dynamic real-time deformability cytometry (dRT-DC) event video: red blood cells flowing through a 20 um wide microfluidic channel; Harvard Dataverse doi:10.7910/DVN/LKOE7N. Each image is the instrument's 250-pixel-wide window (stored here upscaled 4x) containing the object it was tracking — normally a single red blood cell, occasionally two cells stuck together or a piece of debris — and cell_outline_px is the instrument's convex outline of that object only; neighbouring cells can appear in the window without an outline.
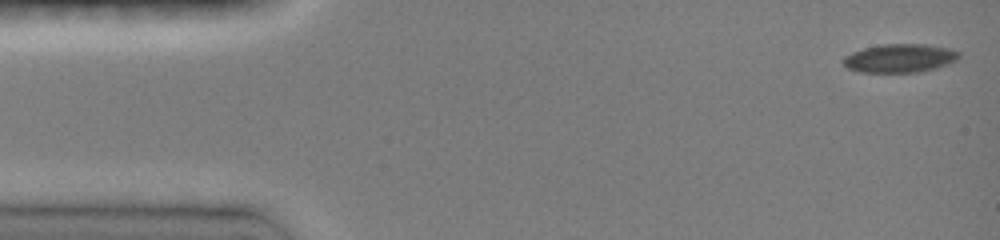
{"species": "common noctule bat (a hibernating species)", "species_latin": "Nyctalus noctula", "temperature_condition": "room temperature", "stored_images_in_passage": 54, "camera_frame_rate_fps": 3000, "um_per_image_px": 0.085, "animal": {"sex": "female", "body_mass_g": 19.0, "forearm_length_mm": 51.5}, "frame": {"image": 1, "passage_image": 1, "time_ms": 0.0, "image_size_px": [1000, 240], "cell_outline_px": [[960, 56], [956, 60], [948, 64], [936, 68], [916, 72], [860, 72], [848, 68], [840, 60], [844, 56], [852, 52], [864, 48], [880, 44], [924, 44], [948, 48], [960, 52]], "centroid_in_image_um": [76.46, 4.94], "position_along_channel_um": 8.5, "area_um2": 19.25}}
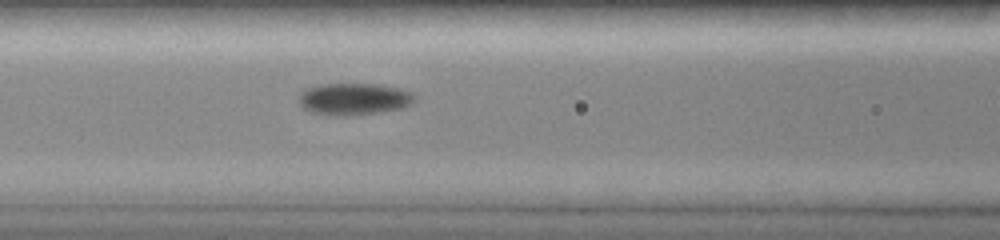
{"frame": {"image": 2, "passage_image": 17, "time_ms": 6.0, "image_size_px": [1000, 240], "cell_outline_px": [[416, 100], [412, 104], [404, 108], [380, 112], [352, 116], [332, 116], [312, 112], [304, 108], [296, 100], [300, 92], [304, 88], [324, 84], [376, 84], [400, 88], [408, 92]], "centroid_in_image_um": [30.04, 8.43], "position_along_channel_um": 136.6, "area_um2": 21.79}}
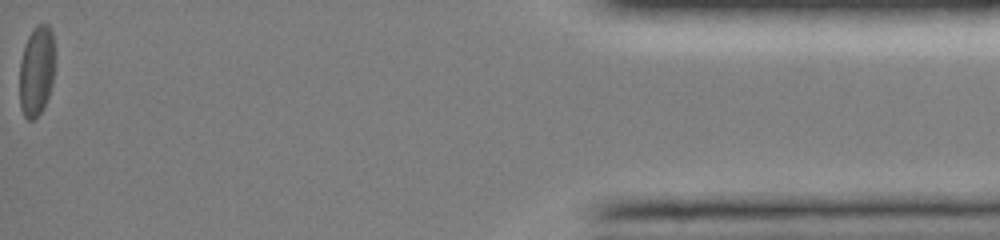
{"frame": {"image": 3, "passage_image": 54, "time_ms": 15.333, "image_size_px": [1000, 240], "cell_outline_px": [[52, 84], [48, 96], [40, 112], [32, 120], [28, 120], [24, 116], [20, 108], [20, 60], [28, 36], [36, 24], [48, 24], [52, 32]], "centroid_in_image_um": [3.07, 6.03], "position_along_channel_um": 432.1, "area_um2": 18.03}, "authors_computed_cell_mechanics": {"area_um2": 19.4208, "velocity_mm_per_s": 4.0483, "shape_relaxation_time_tau1_ms": 7.432, "shape_relaxation_time_tau2_ms": 4.052, "deformation_change_tau1": 0.1585, "deformation_change_tau2": 0.0648}}